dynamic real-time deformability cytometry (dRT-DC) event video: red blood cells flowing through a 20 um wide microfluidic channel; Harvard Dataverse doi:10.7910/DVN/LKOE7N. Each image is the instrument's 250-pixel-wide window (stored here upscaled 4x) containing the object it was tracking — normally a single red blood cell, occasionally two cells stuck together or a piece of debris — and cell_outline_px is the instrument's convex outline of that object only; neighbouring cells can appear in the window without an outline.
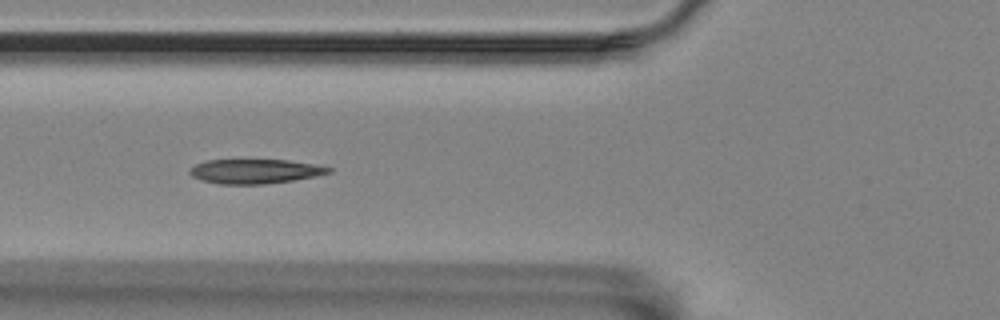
{"species": "Egyptian fruit bat (a non-hibernating species)", "species_latin": "Rousettus aegyptiacus", "temperature_condition": "room temperature", "stored_images_in_passage": 5, "camera_frame_rate_fps": 3000, "um_per_image_px": 0.085, "animal": {"sex": "female"}, "frame": {"image": 1, "passage_image": 4, "time_ms": 4.667, "image_size_px": [1000, 320], "cell_outline_px": [[332, 172], [292, 180], [264, 184], [220, 184], [200, 180], [192, 176], [188, 172], [196, 164], [208, 160], [288, 160], [312, 164], [332, 168]], "centroid_in_image_um": [21.63, 14.56], "position_along_channel_um": 104.2, "area_um2": 19.48}}
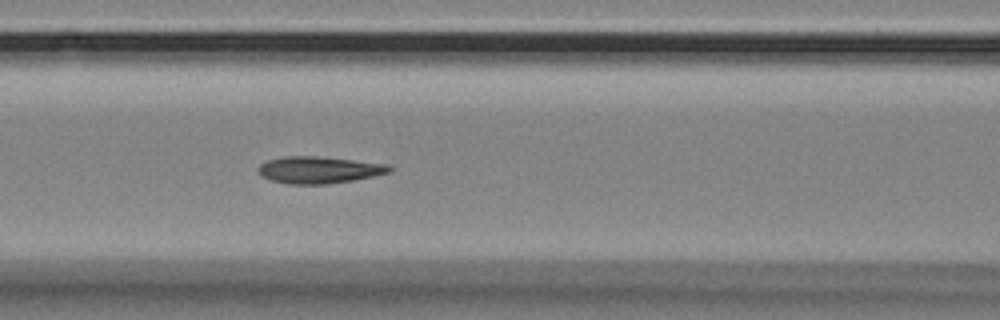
{"frame": {"image": 2, "passage_image": 5, "time_ms": 5.667, "image_size_px": [1000, 320], "cell_outline_px": [[392, 172], [352, 180], [328, 184], [288, 184], [272, 180], [260, 176], [256, 172], [256, 168], [260, 164], [268, 160], [284, 156], [316, 156], [388, 164], [392, 168]], "centroid_in_image_um": [27.06, 14.44], "position_along_channel_um": 139.5, "area_um2": 20.58}}